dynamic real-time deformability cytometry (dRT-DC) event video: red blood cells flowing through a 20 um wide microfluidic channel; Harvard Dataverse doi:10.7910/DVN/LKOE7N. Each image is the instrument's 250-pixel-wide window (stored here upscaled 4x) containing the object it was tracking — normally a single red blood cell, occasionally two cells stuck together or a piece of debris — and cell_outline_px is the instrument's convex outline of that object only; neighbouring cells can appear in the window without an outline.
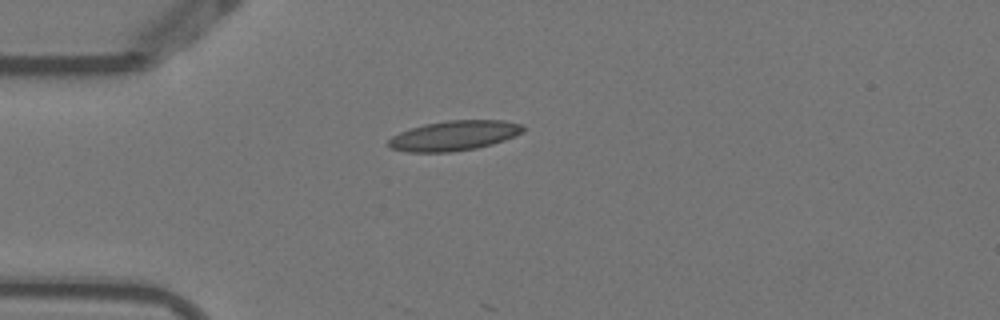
{"species": "Egyptian fruit bat (a non-hibernating species)", "species_latin": "Rousettus aegyptiacus", "temperature_condition": "warm", "stored_images_in_passage": 4, "camera_frame_rate_fps": 3000, "um_per_image_px": 0.085, "animal": {"sex": "female"}, "frame": {"image": 1, "passage_image": 1, "time_ms": 0.0, "image_size_px": [1000, 320], "cell_outline_px": [[524, 132], [504, 140], [492, 144], [476, 148], [452, 152], [408, 152], [388, 148], [388, 140], [392, 136], [400, 132], [424, 124], [448, 120], [504, 120], [524, 124]], "centroid_in_image_um": [38.61, 11.53], "position_along_channel_um": 46.4, "area_um2": 23.58}}
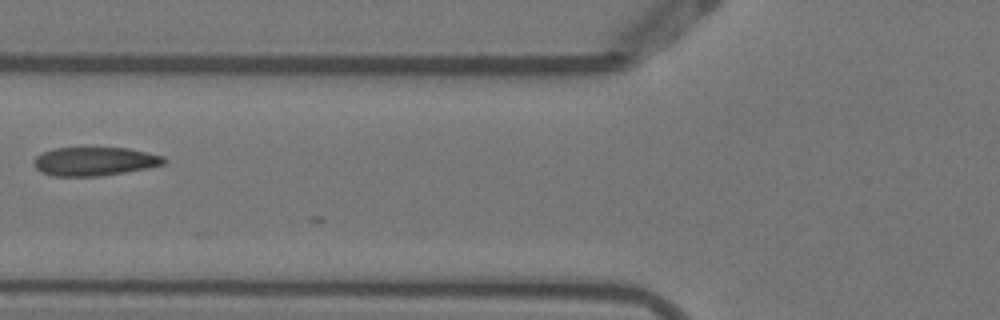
{"frame": {"image": 2, "passage_image": 3, "time_ms": 0.667, "image_size_px": [1000, 320], "cell_outline_px": [[168, 160], [164, 164], [148, 168], [100, 176], [56, 176], [40, 172], [32, 164], [32, 160], [36, 156], [44, 152], [56, 148], [128, 148], [148, 152], [164, 156]], "centroid_in_image_um": [8.05, 13.72], "position_along_channel_um": 117.8, "area_um2": 21.79}}
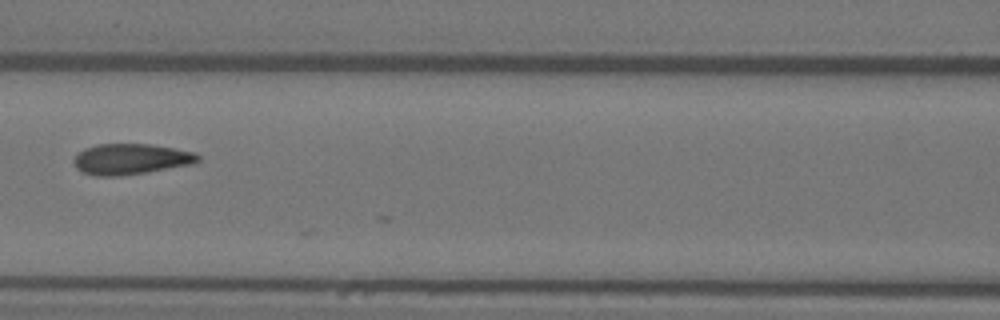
{"frame": {"image": 3, "passage_image": 4, "time_ms": 1.0, "image_size_px": [1000, 320], "cell_outline_px": [[200, 160], [192, 164], [148, 172], [120, 176], [96, 176], [84, 172], [76, 168], [72, 160], [76, 152], [84, 148], [96, 144], [152, 144], [196, 152], [200, 156]], "centroid_in_image_um": [11.1, 13.51], "position_along_channel_um": 155.5, "area_um2": 22.54}}